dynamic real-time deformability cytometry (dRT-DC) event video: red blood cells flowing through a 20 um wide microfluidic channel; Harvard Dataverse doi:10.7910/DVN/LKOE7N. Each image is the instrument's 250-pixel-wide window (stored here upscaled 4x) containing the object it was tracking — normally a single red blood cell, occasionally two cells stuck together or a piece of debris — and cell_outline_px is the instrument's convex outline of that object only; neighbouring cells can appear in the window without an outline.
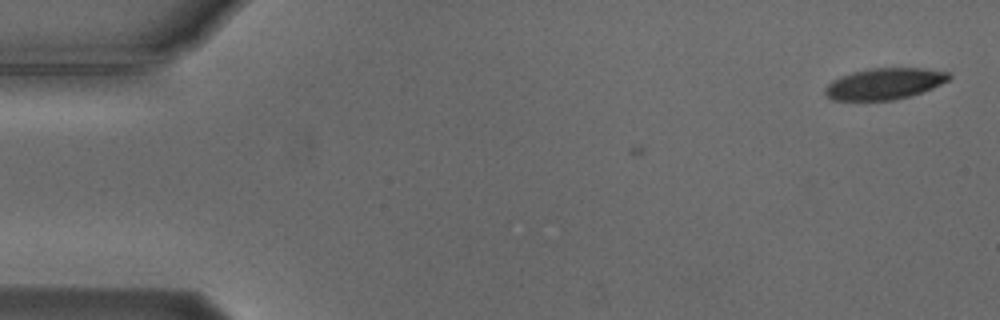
{"species": "Egyptian fruit bat (a non-hibernating species)", "species_latin": "Rousettus aegyptiacus", "temperature_condition": "cold", "stored_images_in_passage": 7, "camera_frame_rate_fps": 3000, "um_per_image_px": 0.085, "animal": {"sex": "male"}, "frame": {"image": 1, "passage_image": 7, "time_ms": 2.0, "image_size_px": [1000, 320], "cell_outline_px": [[952, 76], [948, 80], [932, 88], [908, 96], [892, 100], [832, 100], [824, 92], [824, 88], [832, 80], [840, 76], [852, 72], [868, 68], [924, 68], [948, 72]], "centroid_in_image_um": [75.15, 7.1], "position_along_channel_um": 9.8, "area_um2": 22.48}}